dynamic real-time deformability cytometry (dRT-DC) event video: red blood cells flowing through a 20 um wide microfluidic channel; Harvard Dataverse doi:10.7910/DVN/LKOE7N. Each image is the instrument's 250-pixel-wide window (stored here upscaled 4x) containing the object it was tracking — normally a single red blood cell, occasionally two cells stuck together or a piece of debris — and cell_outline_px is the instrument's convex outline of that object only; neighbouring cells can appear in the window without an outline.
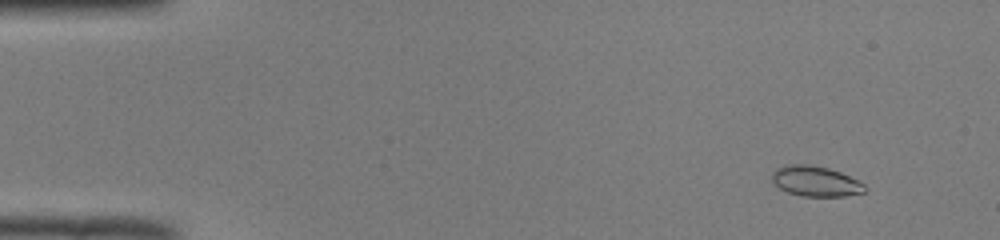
{"species": "common noctule bat (a hibernating species)", "species_latin": "Nyctalus noctula", "temperature_condition": "room temperature", "stored_images_in_passage": 51, "camera_frame_rate_fps": 3000, "um_per_image_px": 0.085, "animal": {"sex": "male", "body_mass_g": 19.0, "forearm_length_mm": 50.8}, "frame": {"image": 1, "passage_image": 5, "time_ms": 1.333, "image_size_px": [1000, 240], "cell_outline_px": [[868, 188], [864, 192], [844, 196], [804, 196], [788, 192], [780, 188], [772, 180], [772, 172], [776, 168], [788, 164], [808, 164], [828, 168], [840, 172], [864, 184]], "centroid_in_image_um": [69.32, 15.4], "position_along_channel_um": 15.7, "area_um2": 16.24}}
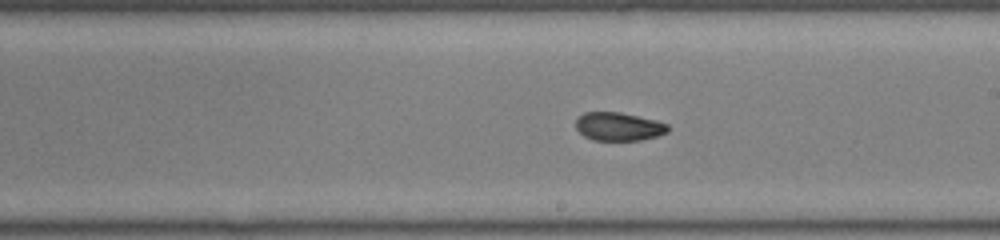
{"frame": {"image": 2, "passage_image": 30, "time_ms": 9.667, "image_size_px": [1000, 240], "cell_outline_px": [[668, 132], [656, 136], [640, 140], [592, 140], [584, 136], [576, 128], [576, 120], [584, 112], [620, 112], [656, 120], [668, 124]], "centroid_in_image_um": [52.58, 10.75], "position_along_channel_um": 236.4, "area_um2": 15.14}}
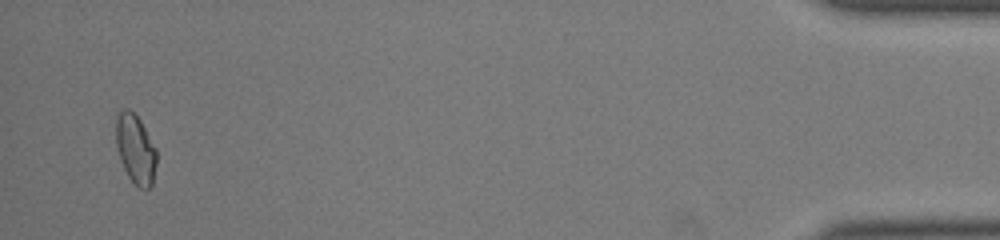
{"frame": {"image": 3, "passage_image": 50, "time_ms": 16.333, "image_size_px": [1000, 240], "cell_outline_px": [[156, 164], [152, 184], [148, 188], [140, 188], [128, 176], [120, 160], [116, 144], [116, 116], [124, 108], [128, 108], [140, 120], [156, 148]], "centroid_in_image_um": [11.51, 12.65], "position_along_channel_um": 423.7, "area_um2": 16.18}, "authors_computed_cell_mechanics": {"area_um2": 16.184, "velocity_mm_per_s": 4.0112, "shape_relaxation_time_tau1_ms": null, "shape_relaxation_time_tau2_ms": 1.0849, "deformation_change_tau1": null, "deformation_change_tau2": 0.0489}}